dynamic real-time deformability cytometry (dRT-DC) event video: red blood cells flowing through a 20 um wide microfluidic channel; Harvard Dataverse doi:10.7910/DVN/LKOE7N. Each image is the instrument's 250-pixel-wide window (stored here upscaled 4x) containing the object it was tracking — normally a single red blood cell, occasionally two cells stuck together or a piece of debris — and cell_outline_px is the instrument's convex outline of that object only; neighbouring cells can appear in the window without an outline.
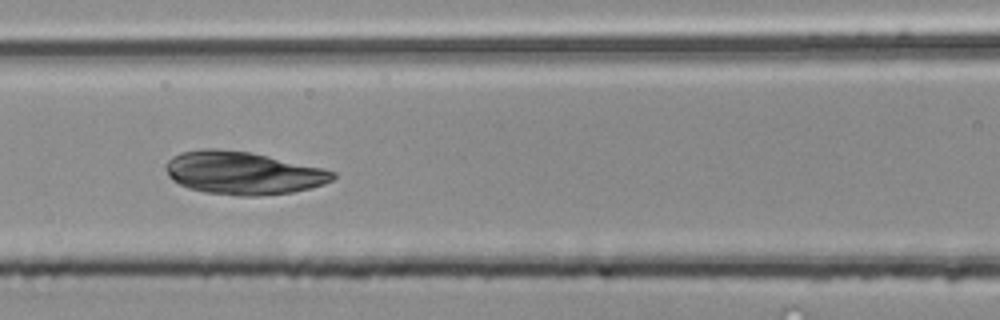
{"species": "common noctule bat (a hibernating species)", "species_latin": "Nyctalus noctula", "temperature_condition": "room temperature", "stored_images_in_passage": 51, "camera_frame_rate_fps": 3000, "um_per_image_px": 0.085, "animal": {"sex": "male", "body_mass_g": 20.4}, "frame": {"image": 1, "passage_image": 23, "time_ms": 7.333, "image_size_px": [1000, 320], "cell_outline_px": [[336, 176], [332, 180], [324, 184], [312, 188], [292, 192], [256, 196], [240, 196], [204, 192], [188, 188], [172, 180], [168, 176], [164, 168], [164, 164], [172, 156], [180, 152], [200, 148], [216, 148], [248, 152], [320, 168], [336, 172]], "centroid_in_image_um": [20.58, 14.7], "position_along_channel_um": 146.0, "area_um2": 41.67}}
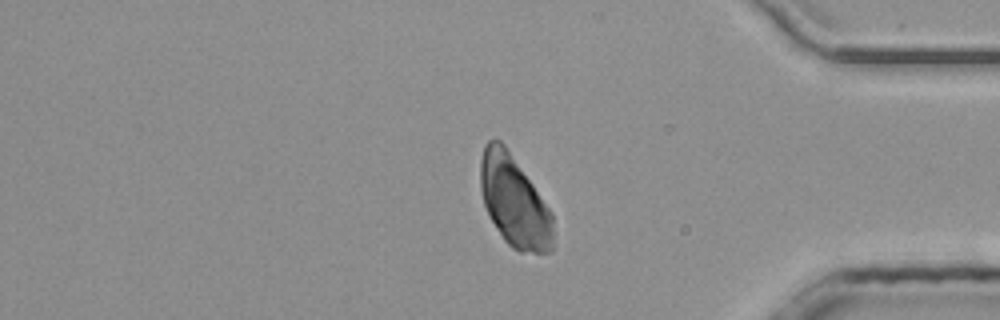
{"frame": {"image": 2, "passage_image": 43, "time_ms": 14.0, "image_size_px": [1000, 320], "cell_outline_px": [[552, 248], [548, 252], [520, 252], [512, 248], [504, 240], [496, 228], [484, 204], [480, 188], [480, 160], [484, 144], [488, 140], [500, 140], [504, 144], [552, 212]], "centroid_in_image_um": [43.68, 17.11], "position_along_channel_um": 391.5, "area_um2": 38.21}}
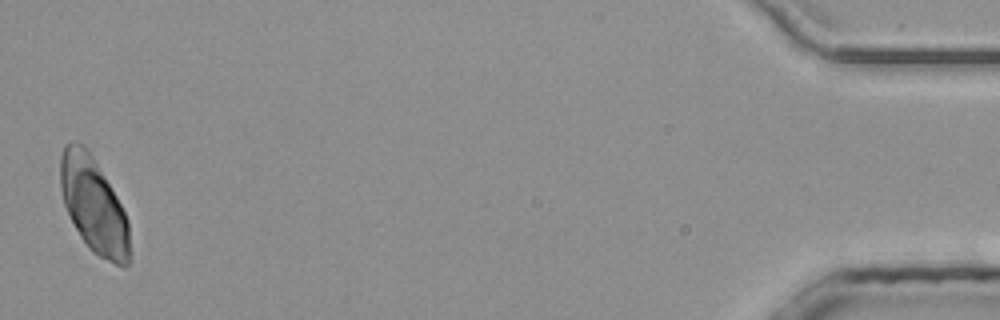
{"frame": {"image": 3, "passage_image": 51, "time_ms": 16.667, "image_size_px": [1000, 320], "cell_outline_px": [[128, 264], [124, 268], [92, 252], [88, 248], [80, 236], [64, 204], [60, 188], [60, 156], [64, 144], [72, 140], [76, 140], [84, 144], [88, 148], [116, 196], [128, 220]], "centroid_in_image_um": [7.92, 17.38], "position_along_channel_um": 427.3, "area_um2": 38.26}}